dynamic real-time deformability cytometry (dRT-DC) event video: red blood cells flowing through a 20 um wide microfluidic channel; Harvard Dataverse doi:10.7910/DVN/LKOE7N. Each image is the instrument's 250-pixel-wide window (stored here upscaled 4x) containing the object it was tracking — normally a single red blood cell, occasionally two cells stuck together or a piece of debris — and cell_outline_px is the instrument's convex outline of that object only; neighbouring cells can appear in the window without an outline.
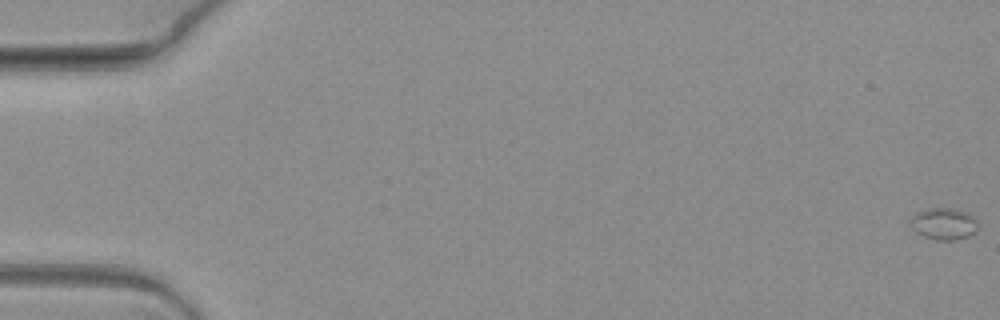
{"species": "common noctule bat (a hibernating species)", "species_latin": "Nyctalus noctula", "temperature_condition": "warm", "stored_images_in_passage": 12, "camera_frame_rate_fps": 3000, "um_per_image_px": 0.085, "animal": {"sex": "female", "body_mass_g": 19.3, "forearm_length_mm": 54.1}, "frame": {"image": 1, "passage_image": 1, "time_ms": 0.0, "image_size_px": [1000, 320], "cell_outline_px": [[976, 232], [968, 236], [956, 240], [936, 240], [924, 236], [912, 228], [908, 224], [908, 220], [916, 212], [928, 208], [956, 208], [968, 212], [976, 216]], "centroid_in_image_um": [80.22, 19.0], "position_along_channel_um": 4.8, "area_um2": 12.77}}